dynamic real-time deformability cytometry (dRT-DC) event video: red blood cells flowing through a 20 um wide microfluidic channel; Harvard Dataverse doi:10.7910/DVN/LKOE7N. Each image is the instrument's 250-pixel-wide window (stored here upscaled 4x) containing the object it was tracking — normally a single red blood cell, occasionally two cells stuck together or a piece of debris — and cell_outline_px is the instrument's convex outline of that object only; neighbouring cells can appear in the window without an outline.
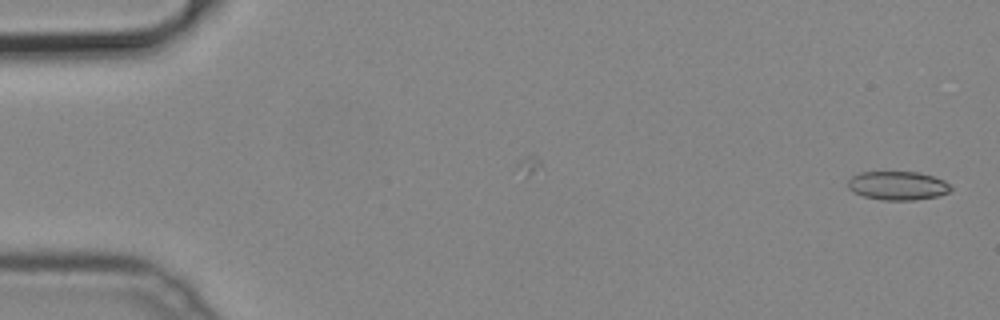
{"species": "common noctule bat (a hibernating species)", "species_latin": "Nyctalus noctula", "temperature_condition": "cold", "stored_images_in_passage": 14, "camera_frame_rate_fps": 3000, "um_per_image_px": 0.085, "animal": {"sex": "male", "body_mass_g": 19.2, "forearm_length_mm": 51.8}, "frame": {"image": 1, "passage_image": 1, "time_ms": 0.0, "image_size_px": [1000, 320], "cell_outline_px": [[952, 188], [948, 192], [936, 196], [916, 200], [880, 200], [864, 196], [852, 192], [848, 188], [848, 180], [852, 176], [860, 172], [920, 172], [944, 180]], "centroid_in_image_um": [76.27, 15.78], "position_along_channel_um": 8.7, "area_um2": 17.22}}
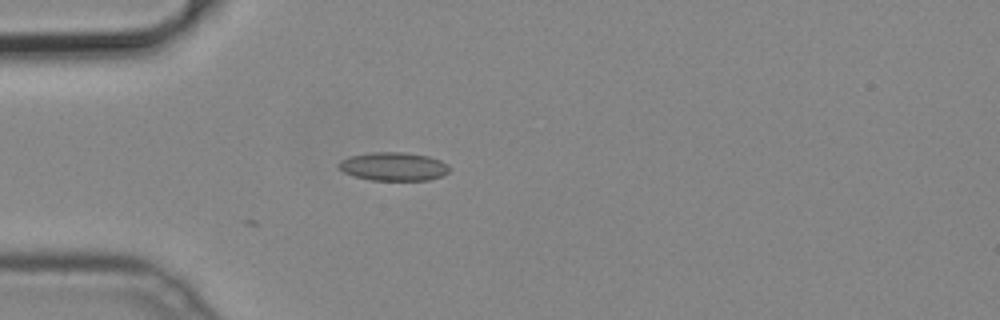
{"frame": {"image": 2, "passage_image": 14, "time_ms": 4.333, "image_size_px": [1000, 320], "cell_outline_px": [[448, 172], [440, 176], [428, 180], [372, 180], [356, 176], [344, 172], [336, 164], [340, 160], [348, 156], [372, 152], [404, 152], [428, 156], [440, 160], [448, 164]], "centroid_in_image_um": [33.43, 14.14], "position_along_channel_um": 51.6, "area_um2": 18.26}}